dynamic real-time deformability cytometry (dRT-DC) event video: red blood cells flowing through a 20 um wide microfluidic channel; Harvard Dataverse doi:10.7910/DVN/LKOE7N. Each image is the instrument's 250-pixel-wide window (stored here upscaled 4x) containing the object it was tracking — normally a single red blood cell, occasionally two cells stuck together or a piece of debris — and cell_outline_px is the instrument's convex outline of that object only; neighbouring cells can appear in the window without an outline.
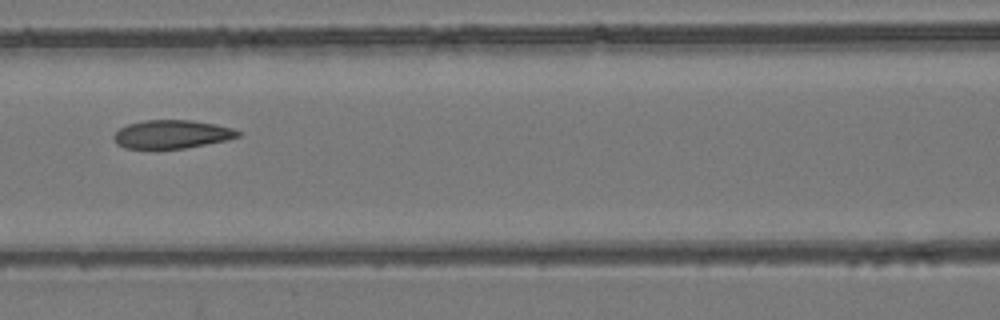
{"species": "common noctule bat (a hibernating species)", "species_latin": "Nyctalus noctula", "temperature_condition": "room temperature", "stored_images_in_passage": 8, "camera_frame_rate_fps": 3000, "um_per_image_px": 0.085, "animal": {"sex": "female", "body_mass_g": 24.6, "forearm_length_mm": 56.2}, "frame": {"image": 1, "passage_image": 8, "time_ms": 7.667, "image_size_px": [1000, 320], "cell_outline_px": [[240, 136], [228, 140], [184, 148], [124, 148], [116, 144], [112, 136], [120, 128], [128, 124], [144, 120], [192, 120], [216, 124], [232, 128], [240, 132]], "centroid_in_image_um": [14.6, 11.4], "position_along_channel_um": 152.0, "area_um2": 20.52}}